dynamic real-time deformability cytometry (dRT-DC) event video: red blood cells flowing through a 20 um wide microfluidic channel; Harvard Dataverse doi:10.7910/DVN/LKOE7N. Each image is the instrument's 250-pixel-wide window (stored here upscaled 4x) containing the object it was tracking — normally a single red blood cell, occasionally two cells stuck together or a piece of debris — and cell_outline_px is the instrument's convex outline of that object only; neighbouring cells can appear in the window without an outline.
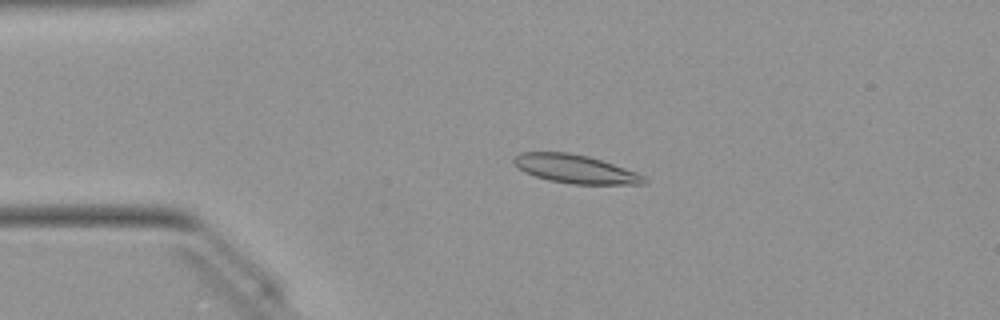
{"species": "Egyptian fruit bat (a non-hibernating species)", "species_latin": "Rousettus aegyptiacus", "temperature_condition": "warm", "stored_images_in_passage": 49, "camera_frame_rate_fps": 3000, "um_per_image_px": 0.085, "animal": {"sex": "female"}, "frame": {"image": 1, "passage_image": 10, "time_ms": 3.0, "image_size_px": [1000, 320], "cell_outline_px": [[648, 180], [644, 184], [572, 184], [548, 180], [524, 172], [512, 160], [520, 152], [568, 152], [588, 156], [636, 172], [644, 176]], "centroid_in_image_um": [48.9, 14.36], "position_along_channel_um": 36.1, "area_um2": 21.39}}
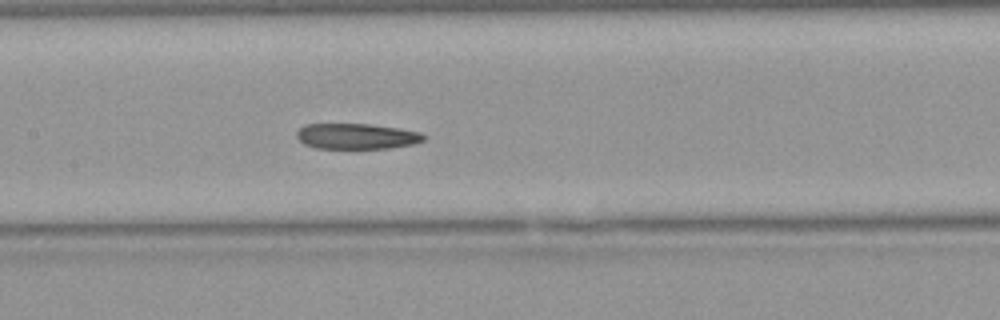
{"frame": {"image": 2, "passage_image": 23, "time_ms": 7.333, "image_size_px": [1000, 320], "cell_outline_px": [[424, 140], [412, 144], [392, 148], [316, 148], [304, 144], [296, 136], [296, 132], [304, 124], [372, 124], [420, 132], [424, 136]], "centroid_in_image_um": [30.28, 11.58], "position_along_channel_um": 177.1, "area_um2": 18.84}}
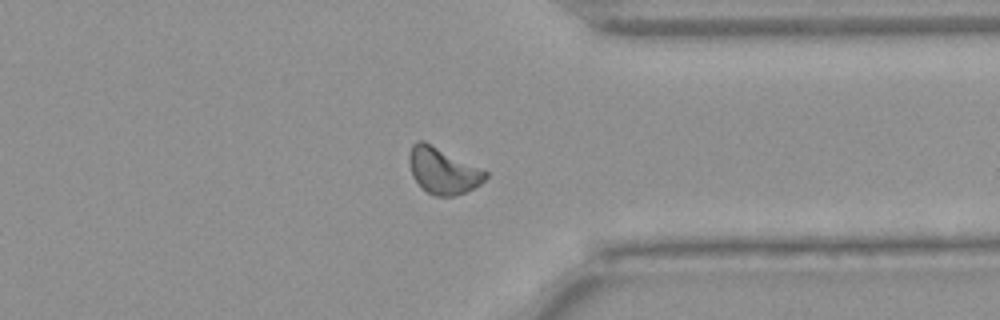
{"frame": {"image": 3, "passage_image": 38, "time_ms": 12.333, "image_size_px": [1000, 320], "cell_outline_px": [[488, 176], [480, 184], [456, 196], [432, 196], [412, 176], [408, 160], [408, 156], [412, 144], [416, 140], [424, 140], [488, 172]], "centroid_in_image_um": [37.62, 14.49], "position_along_channel_um": 373.8, "area_um2": 20.4}, "authors_computed_cell_mechanics": {"area_um2": 20.4034, "velocity_mm_per_s": 4.0384, "shape_relaxation_time_tau1_ms": null, "shape_relaxation_time_tau2_ms": 8.9203, "deformation_change_tau1": null, "deformation_change_tau2": 0.1523}}